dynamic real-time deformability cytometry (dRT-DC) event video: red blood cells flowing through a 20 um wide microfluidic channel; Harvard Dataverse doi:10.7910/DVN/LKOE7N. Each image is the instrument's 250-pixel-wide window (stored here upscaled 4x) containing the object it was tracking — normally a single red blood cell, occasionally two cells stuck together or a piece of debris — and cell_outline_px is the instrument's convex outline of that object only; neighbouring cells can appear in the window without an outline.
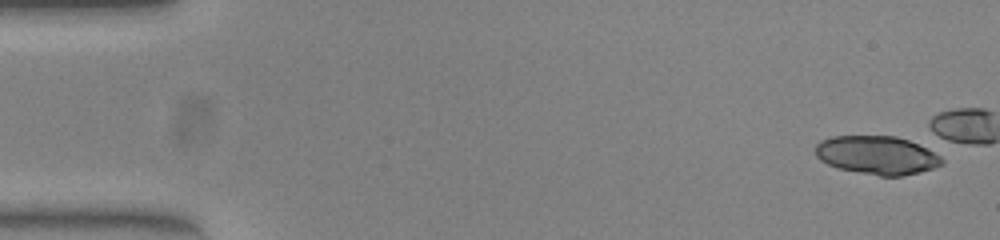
{"species": "common noctule bat (a hibernating species)", "species_latin": "Nyctalus noctula", "temperature_condition": "warm", "stored_images_in_passage": 1, "camera_frame_rate_fps": 3000, "um_per_image_px": 0.085, "animal": {"sex": "female", "body_mass_g": 23.0, "forearm_length_mm": 53.4}, "frame": {"image": 1, "passage_image": 1, "time_ms": 0.0, "image_size_px": [1000, 240], "cell_outline_px": [[944, 164], [920, 172], [900, 176], [880, 176], [836, 168], [820, 160], [816, 156], [816, 144], [820, 140], [832, 136], [896, 136], [908, 140], [940, 156], [944, 160]], "centroid_in_image_um": [74.51, 13.19], "position_along_channel_um": 10.5, "area_um2": 28.21}}